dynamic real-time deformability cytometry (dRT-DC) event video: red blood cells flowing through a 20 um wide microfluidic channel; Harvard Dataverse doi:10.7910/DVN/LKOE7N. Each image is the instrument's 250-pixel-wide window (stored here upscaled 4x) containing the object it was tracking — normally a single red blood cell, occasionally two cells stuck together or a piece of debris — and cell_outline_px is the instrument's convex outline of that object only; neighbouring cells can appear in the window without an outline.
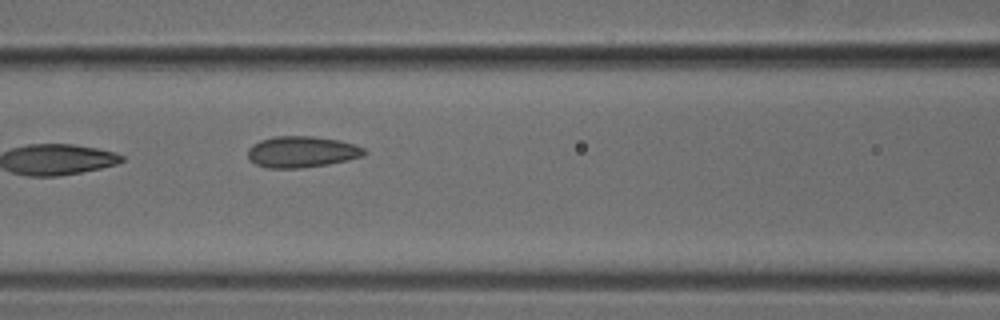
{"species": "common noctule bat (a hibernating species)", "species_latin": "Nyctalus noctula", "temperature_condition": "cold", "stored_images_in_passage": 7, "camera_frame_rate_fps": 3000, "um_per_image_px": 0.085, "animal": {"sex": "male", "body_mass_g": 18.8}, "frame": {"image": 1, "passage_image": 7, "time_ms": 2.0, "image_size_px": [1000, 320], "cell_outline_px": [[368, 152], [364, 156], [348, 160], [328, 164], [300, 168], [268, 168], [256, 164], [248, 156], [248, 148], [252, 144], [260, 140], [272, 136], [312, 136], [340, 140], [364, 148]], "centroid_in_image_um": [25.66, 12.9], "position_along_channel_um": 140.9, "area_um2": 21.27}}